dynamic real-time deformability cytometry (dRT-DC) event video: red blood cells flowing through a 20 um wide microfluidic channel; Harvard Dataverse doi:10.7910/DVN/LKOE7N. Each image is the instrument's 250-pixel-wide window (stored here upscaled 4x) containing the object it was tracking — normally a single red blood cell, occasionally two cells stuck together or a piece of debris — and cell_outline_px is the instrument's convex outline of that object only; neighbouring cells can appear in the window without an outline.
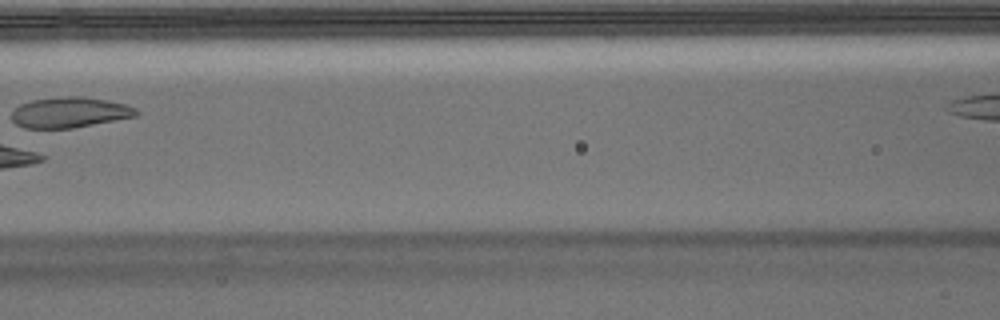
{"species": "Egyptian fruit bat (a non-hibernating species)", "species_latin": "Rousettus aegyptiacus", "temperature_condition": "warm", "stored_images_in_passage": 7, "camera_frame_rate_fps": 3000, "um_per_image_px": 0.085, "animal": {"sex": "male"}, "frame": {"image": 1, "passage_image": 7, "time_ms": 2.0, "image_size_px": [1000, 320], "cell_outline_px": [[140, 112], [136, 116], [72, 128], [24, 128], [16, 124], [12, 120], [12, 112], [20, 104], [32, 100], [68, 96], [84, 96], [124, 104], [136, 108]], "centroid_in_image_um": [5.91, 9.55], "position_along_channel_um": 160.7, "area_um2": 21.96}}